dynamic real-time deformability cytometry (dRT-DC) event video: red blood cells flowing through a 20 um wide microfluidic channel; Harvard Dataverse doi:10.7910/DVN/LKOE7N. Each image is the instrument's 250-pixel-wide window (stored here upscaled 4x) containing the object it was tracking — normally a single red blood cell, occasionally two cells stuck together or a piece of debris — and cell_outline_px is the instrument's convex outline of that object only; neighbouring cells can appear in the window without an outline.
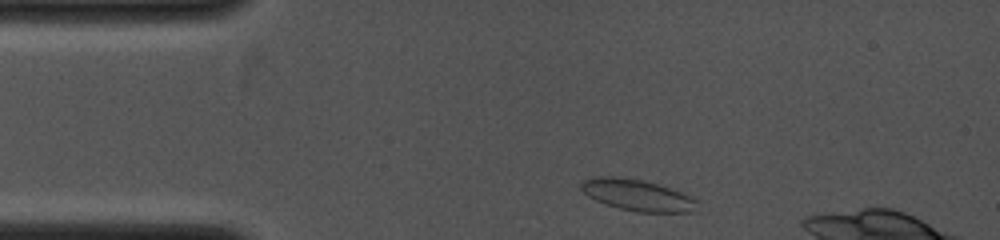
{"species": "common noctule bat (a hibernating species)", "species_latin": "Nyctalus noctula", "temperature_condition": "cold", "stored_images_in_passage": 30, "camera_frame_rate_fps": 4000, "um_per_image_px": 0.085, "animal": {"sex": "female", "body_mass_g": 19.0, "forearm_length_mm": 53.3}, "frame": {"image": 1, "passage_image": 1, "time_ms": 0.0, "image_size_px": [1000, 240], "cell_outline_px": [[700, 200], [696, 212], [636, 212], [604, 204], [588, 196], [580, 188], [580, 184], [584, 180], [596, 176], [616, 176], [644, 180], [680, 192]], "centroid_in_image_um": [54.2, 16.59], "position_along_channel_um": 30.8, "area_um2": 21.33}}
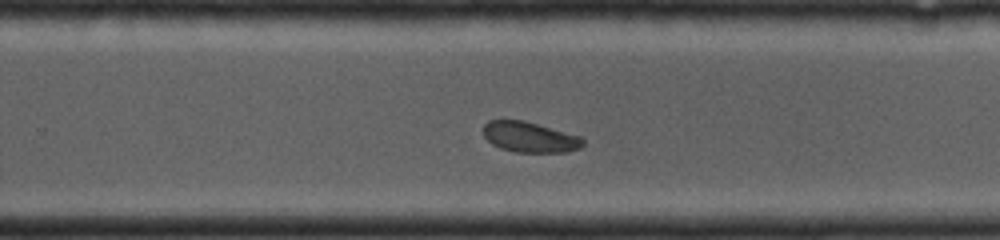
{"frame": {"image": 2, "passage_image": 16, "time_ms": 6.0, "image_size_px": [1000, 240], "cell_outline_px": [[584, 144], [580, 148], [568, 152], [516, 152], [500, 148], [492, 144], [484, 136], [484, 124], [488, 120], [524, 120], [584, 136]], "centroid_in_image_um": [45.08, 11.65], "position_along_channel_um": 284.7, "area_um2": 17.98}}
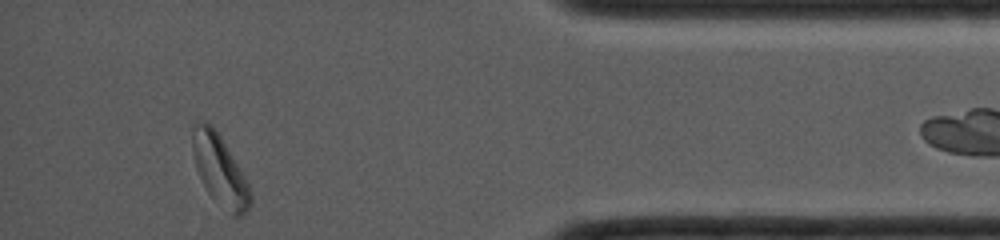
{"frame": {"image": 3, "passage_image": 30, "time_ms": 9.25, "image_size_px": [1000, 240], "cell_outline_px": [[252, 204], [248, 212], [240, 216], [232, 216], [208, 192], [200, 180], [196, 168], [192, 152], [192, 128], [200, 120], [204, 120], [220, 136], [244, 176], [252, 192]], "centroid_in_image_um": [18.69, 14.51], "position_along_channel_um": 416.5, "area_um2": 23.52}}